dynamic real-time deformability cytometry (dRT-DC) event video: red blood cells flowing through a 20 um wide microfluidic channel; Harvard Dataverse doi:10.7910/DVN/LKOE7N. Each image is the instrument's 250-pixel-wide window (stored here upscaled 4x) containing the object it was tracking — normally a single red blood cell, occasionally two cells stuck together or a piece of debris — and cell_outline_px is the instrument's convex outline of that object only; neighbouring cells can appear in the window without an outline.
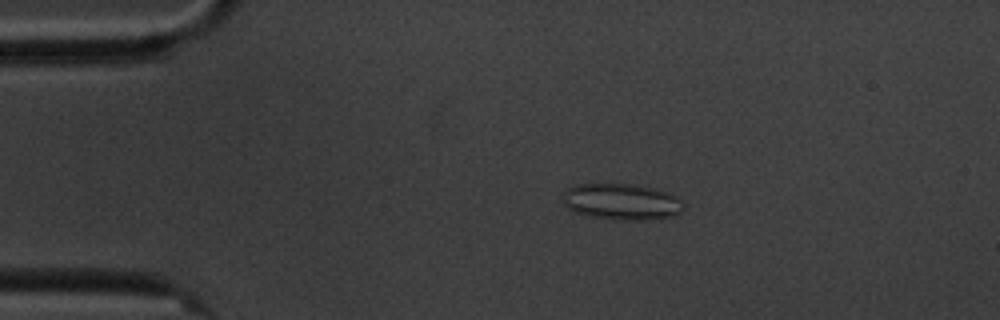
{"species": "common noctule bat (a hibernating species)", "species_latin": "Nyctalus noctula", "temperature_condition": "cold", "stored_images_in_passage": 5, "camera_frame_rate_fps": 3000, "um_per_image_px": 0.085, "animal": {"sex": "male", "body_mass_g": 20.1, "forearm_length_mm": 53.5}, "frame": {"image": 1, "passage_image": 4, "time_ms": 3.667, "image_size_px": [1000, 320], "cell_outline_px": [[684, 208], [680, 212], [672, 216], [640, 220], [624, 220], [592, 216], [572, 212], [564, 204], [564, 192], [572, 184], [636, 184], [656, 188], [668, 192], [680, 200], [684, 204]], "centroid_in_image_um": [52.83, 17.13], "position_along_channel_um": 32.2, "area_um2": 25.49}}